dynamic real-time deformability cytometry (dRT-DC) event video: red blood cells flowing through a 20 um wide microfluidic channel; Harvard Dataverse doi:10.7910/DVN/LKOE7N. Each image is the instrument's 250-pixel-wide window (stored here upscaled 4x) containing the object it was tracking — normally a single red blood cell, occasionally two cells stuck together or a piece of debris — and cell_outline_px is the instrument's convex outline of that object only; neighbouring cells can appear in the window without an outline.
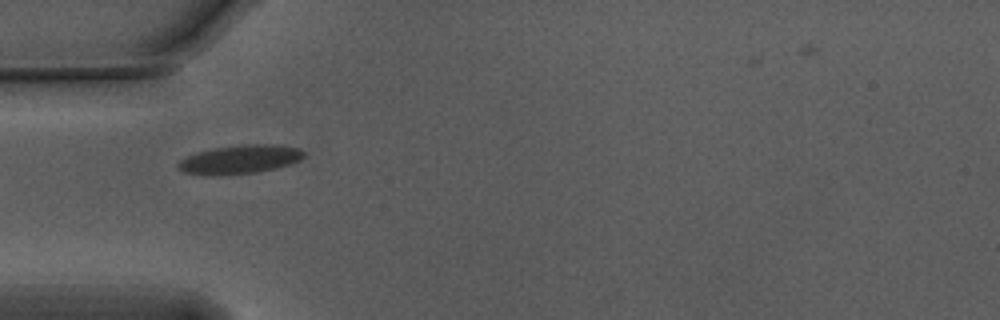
{"species": "Egyptian fruit bat (a non-hibernating species)", "species_latin": "Rousettus aegyptiacus", "temperature_condition": "warm", "stored_images_in_passage": 35, "camera_frame_rate_fps": 3000, "um_per_image_px": 0.085, "animal": {"sex": "male"}, "frame": {"image": 1, "passage_image": 1, "time_ms": 0.0, "image_size_px": [1000, 320], "cell_outline_px": [[304, 156], [300, 160], [276, 168], [256, 172], [184, 172], [176, 168], [176, 164], [180, 160], [196, 152], [212, 148], [248, 144], [280, 144], [300, 148], [304, 152]], "centroid_in_image_um": [20.47, 13.48], "position_along_channel_um": 64.5, "area_um2": 20.11}}
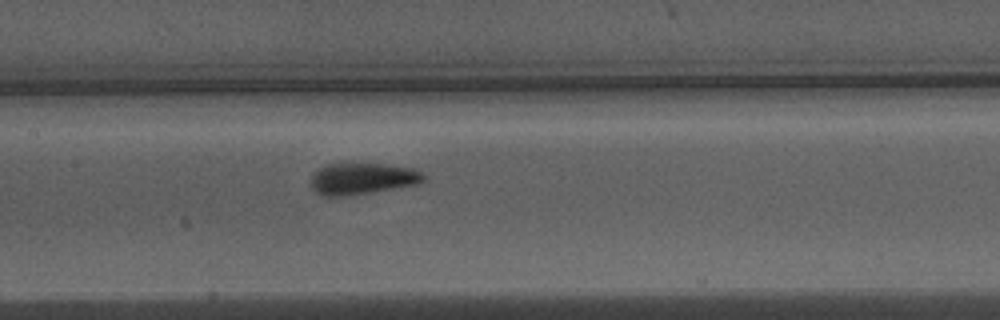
{"frame": {"image": 2, "passage_image": 10, "time_ms": 3.0, "image_size_px": [1000, 320], "cell_outline_px": [[428, 176], [424, 180], [416, 184], [352, 196], [320, 196], [312, 188], [312, 172], [324, 164], [344, 160], [384, 164], [416, 168]], "centroid_in_image_um": [30.76, 15.13], "position_along_channel_um": 176.6, "area_um2": 21.85}}
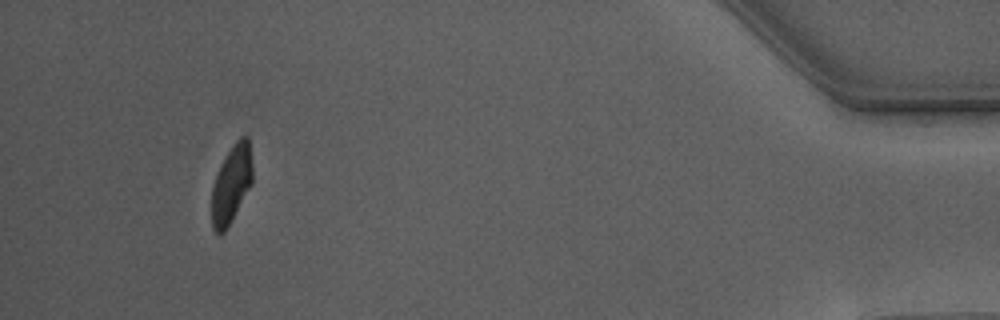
{"frame": {"image": 3, "passage_image": 35, "time_ms": 11.333, "image_size_px": [1000, 320], "cell_outline_px": [[252, 184], [224, 232], [220, 236], [212, 228], [212, 188], [220, 164], [224, 156], [232, 144], [240, 136], [248, 136], [252, 164]], "centroid_in_image_um": [19.67, 15.62], "position_along_channel_um": 415.5, "area_um2": 18.5}, "authors_computed_cell_mechanics": {"area_um2": 20.4612, "velocity_mm_per_s": 3.747, "shape_relaxation_time_tau1_ms": 2.8231, "shape_relaxation_time_tau2_ms": 0.8631, "deformation_change_tau1": 0.1511, "deformation_change_tau2": 0.0808}}